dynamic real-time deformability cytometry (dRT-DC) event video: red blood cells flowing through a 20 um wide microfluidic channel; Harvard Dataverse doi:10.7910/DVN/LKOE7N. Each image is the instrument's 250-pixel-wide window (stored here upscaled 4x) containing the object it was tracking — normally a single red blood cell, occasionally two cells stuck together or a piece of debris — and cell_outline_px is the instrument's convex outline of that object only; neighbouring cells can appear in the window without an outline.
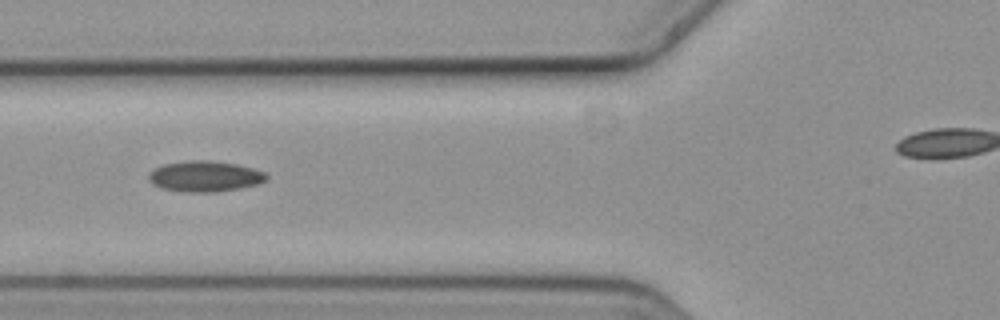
{"species": "common noctule bat (a hibernating species)", "species_latin": "Nyctalus noctula", "temperature_condition": "cold", "stored_images_in_passage": 7, "camera_frame_rate_fps": 3000, "um_per_image_px": 0.085, "animal": {"sex": "female", "body_mass_g": 19.3, "forearm_length_mm": 54.1}, "frame": {"image": 1, "passage_image": 3, "time_ms": 0.667, "image_size_px": [1000, 320], "cell_outline_px": [[268, 176], [264, 180], [256, 184], [240, 188], [216, 192], [184, 192], [160, 188], [152, 184], [148, 180], [148, 172], [164, 164], [184, 160], [208, 160], [236, 164], [252, 168], [264, 172]], "centroid_in_image_um": [17.35, 14.99], "position_along_channel_um": 108.4, "area_um2": 21.15}}
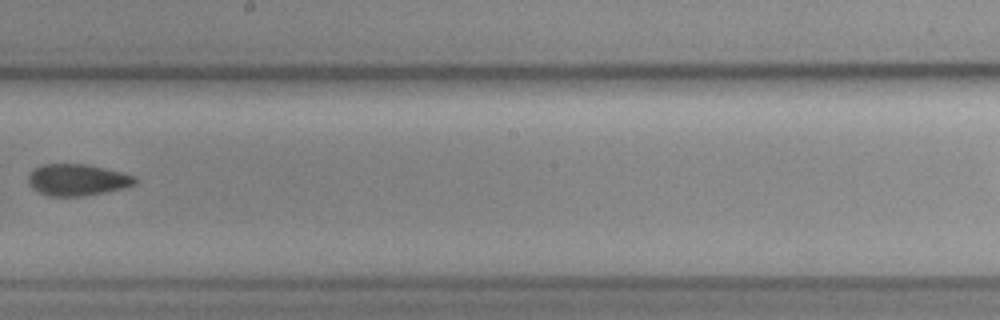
{"frame": {"image": 2, "passage_image": 6, "time_ms": 1.667, "image_size_px": [1000, 320], "cell_outline_px": [[136, 184], [104, 192], [84, 196], [48, 196], [32, 188], [28, 184], [28, 176], [40, 164], [88, 164], [136, 176]], "centroid_in_image_um": [6.55, 15.28], "position_along_channel_um": 241.7, "area_um2": 19.48}}
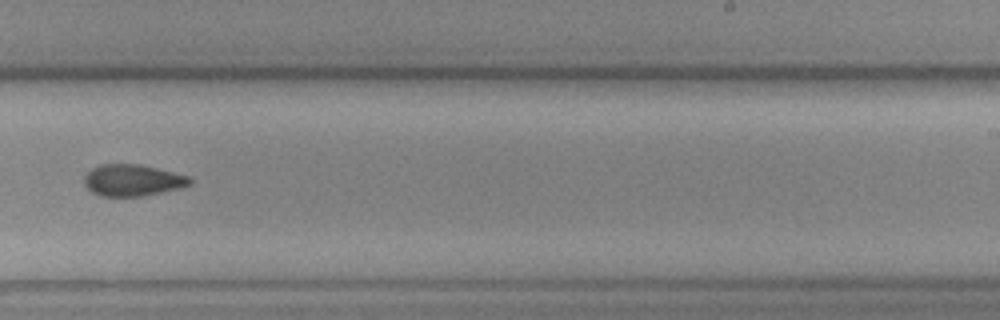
{"frame": {"image": 3, "passage_image": 7, "time_ms": 2.0, "image_size_px": [1000, 320], "cell_outline_px": [[192, 184], [180, 188], [144, 196], [100, 196], [92, 192], [84, 184], [84, 176], [92, 168], [100, 164], [140, 164], [188, 176], [192, 180]], "centroid_in_image_um": [11.26, 15.32], "position_along_channel_um": 277.7, "area_um2": 19.42}}